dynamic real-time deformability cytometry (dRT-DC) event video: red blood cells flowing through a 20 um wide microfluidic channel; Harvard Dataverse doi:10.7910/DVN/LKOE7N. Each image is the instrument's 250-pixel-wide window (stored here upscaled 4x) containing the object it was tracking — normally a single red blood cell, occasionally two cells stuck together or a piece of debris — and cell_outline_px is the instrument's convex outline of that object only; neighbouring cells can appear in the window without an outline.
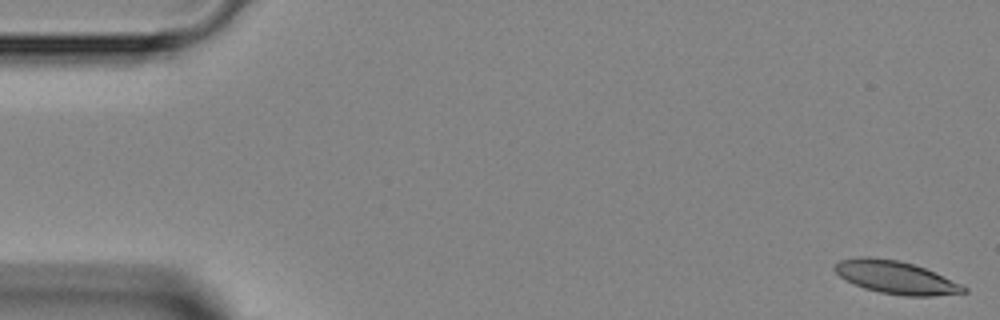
{"species": "Egyptian fruit bat (a non-hibernating species)", "species_latin": "Rousettus aegyptiacus", "temperature_condition": "room temperature", "stored_images_in_passage": 5, "camera_frame_rate_fps": 3000, "um_per_image_px": 0.085, "animal": {"sex": "female"}, "frame": {"image": 1, "passage_image": 1, "time_ms": 0.0, "image_size_px": [1000, 320], "cell_outline_px": [[968, 292], [932, 296], [904, 296], [880, 292], [864, 288], [840, 276], [832, 268], [840, 260], [860, 256], [868, 256], [900, 260], [924, 268], [960, 284], [968, 288]], "centroid_in_image_um": [76.13, 23.57], "position_along_channel_um": 8.9, "area_um2": 24.39}}